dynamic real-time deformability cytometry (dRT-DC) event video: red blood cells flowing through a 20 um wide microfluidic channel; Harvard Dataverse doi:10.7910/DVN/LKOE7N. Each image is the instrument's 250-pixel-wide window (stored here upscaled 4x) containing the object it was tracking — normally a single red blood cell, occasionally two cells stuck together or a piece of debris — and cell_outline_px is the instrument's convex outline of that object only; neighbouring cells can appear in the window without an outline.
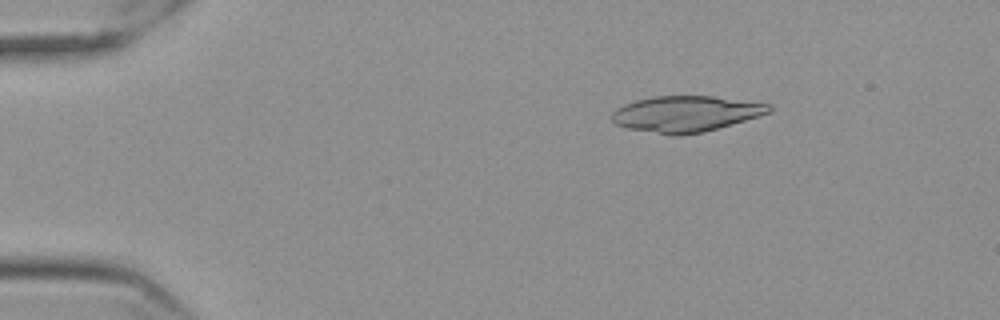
{"species": "Egyptian fruit bat (a non-hibernating species)", "species_latin": "Rousettus aegyptiacus", "temperature_condition": "cold", "stored_images_in_passage": 52, "camera_frame_rate_fps": 3000, "um_per_image_px": 0.085, "frame": {"image": 1, "passage_image": 5, "time_ms": 1.333, "image_size_px": [1000, 320], "cell_outline_px": [[772, 112], [760, 116], [704, 132], [680, 136], [668, 136], [628, 128], [616, 124], [612, 120], [612, 112], [616, 108], [624, 104], [636, 100], [652, 96], [712, 96], [772, 104]], "centroid_in_image_um": [58.3, 9.68], "position_along_channel_um": 26.7, "area_um2": 33.23}}